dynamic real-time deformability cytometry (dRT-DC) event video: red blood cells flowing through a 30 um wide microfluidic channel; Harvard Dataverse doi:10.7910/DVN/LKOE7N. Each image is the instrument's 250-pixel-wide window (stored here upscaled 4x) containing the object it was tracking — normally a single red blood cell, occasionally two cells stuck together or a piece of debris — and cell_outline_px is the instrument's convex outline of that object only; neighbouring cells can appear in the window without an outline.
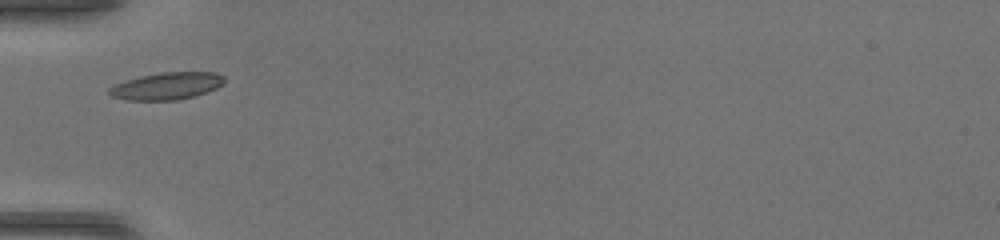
{"species": "common noctule bat (a hibernating species)", "species_latin": "Nyctalus noctula", "temperature_condition": "warm", "stored_images_in_passage": 33, "camera_frame_rate_fps": 3000, "um_per_image_px": 0.085, "animal": {"sex": "female", "body_mass_g": 17.0, "forearm_length_mm": 48.0}, "frame": {"image": 1, "passage_image": 1, "time_ms": 0.0, "image_size_px": [1000, 240], "cell_outline_px": [[224, 84], [216, 88], [196, 96], [176, 100], [128, 100], [112, 96], [108, 92], [108, 88], [116, 84], [140, 76], [160, 72], [216, 72], [224, 76]], "centroid_in_image_um": [14.21, 7.3], "position_along_channel_um": 70.8, "area_um2": 18.21}}
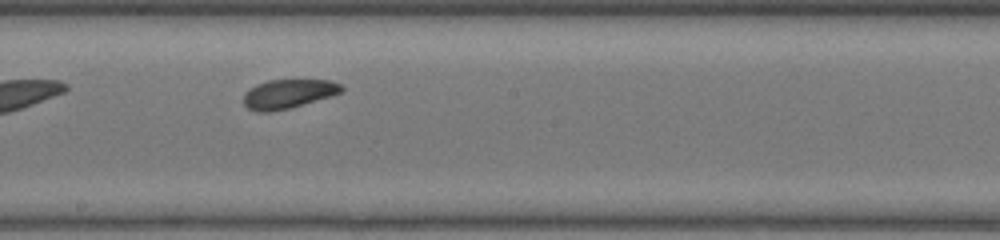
{"frame": {"image": 2, "passage_image": 12, "time_ms": 3.667, "image_size_px": [1000, 240], "cell_outline_px": [[344, 88], [340, 92], [332, 96], [288, 108], [268, 112], [256, 112], [248, 108], [244, 104], [244, 92], [248, 88], [256, 84], [268, 80], [332, 80], [340, 84]], "centroid_in_image_um": [24.47, 7.97], "position_along_channel_um": 223.7, "area_um2": 16.59}}
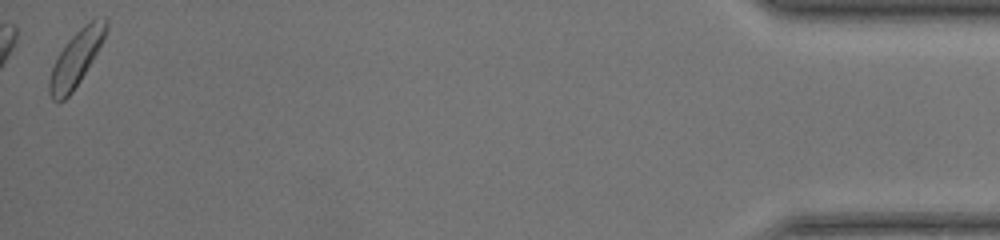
{"frame": {"image": 3, "passage_image": 33, "time_ms": 10.667, "image_size_px": [1000, 240], "cell_outline_px": [[108, 32], [104, 40], [80, 80], [72, 92], [64, 100], [52, 100], [48, 92], [48, 80], [52, 68], [64, 44], [84, 24], [96, 16], [104, 16], [108, 20]], "centroid_in_image_um": [6.5, 4.9], "position_along_channel_um": 428.7, "area_um2": 18.32}, "authors_computed_cell_mechanics": {"area_um2": 17.1666, "velocity_mm_per_s": 4.1819, "shape_relaxation_time_tau1_ms": 2.7879, "shape_relaxation_time_tau2_ms": 2.7206, "deformation_change_tau1": 0.0572, "deformation_change_tau2": 0.1049}}